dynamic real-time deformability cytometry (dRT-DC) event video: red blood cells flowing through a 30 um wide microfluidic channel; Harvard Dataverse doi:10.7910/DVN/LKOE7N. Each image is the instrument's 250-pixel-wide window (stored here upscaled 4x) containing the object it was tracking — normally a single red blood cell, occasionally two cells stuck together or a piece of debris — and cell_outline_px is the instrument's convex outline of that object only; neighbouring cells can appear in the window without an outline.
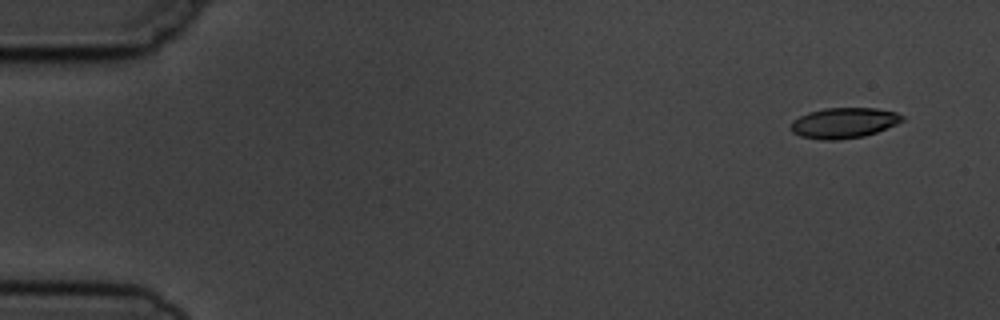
{"species": "common noctule bat (a hibernating species)", "species_latin": "Nyctalus noctula", "temperature_condition": "cold", "stored_images_in_passage": 9, "camera_frame_rate_fps": 3000, "um_per_image_px": 0.085, "animal": {"sex": "male", "body_mass_g": 19.5, "forearm_length_mm": 54.6}, "frame": {"image": 1, "passage_image": 1, "time_ms": 0.0, "image_size_px": [1000, 320], "cell_outline_px": [[904, 120], [896, 124], [876, 132], [864, 136], [840, 140], [820, 140], [800, 136], [792, 132], [792, 120], [808, 112], [824, 108], [876, 108], [896, 112], [904, 116]], "centroid_in_image_um": [71.72, 10.45], "position_along_channel_um": 13.3, "area_um2": 19.83}}
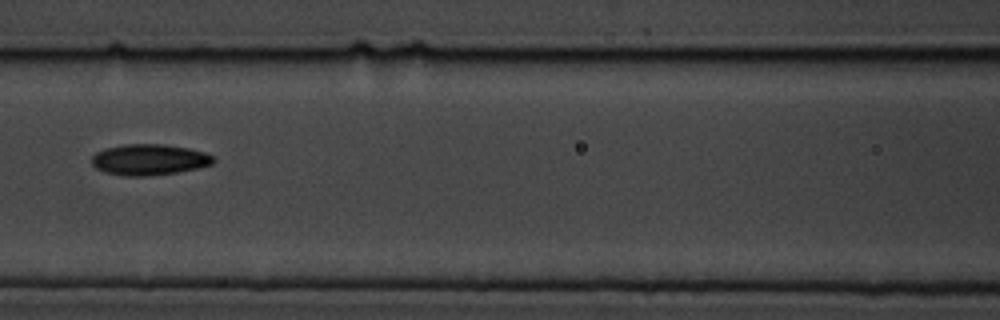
{"frame": {"image": 2, "passage_image": 7, "time_ms": 7.0, "image_size_px": [1000, 320], "cell_outline_px": [[216, 160], [212, 164], [196, 168], [176, 172], [144, 176], [124, 176], [104, 172], [96, 168], [92, 164], [92, 156], [96, 152], [104, 148], [124, 144], [164, 144], [188, 148], [204, 152], [216, 156]], "centroid_in_image_um": [12.68, 13.56], "position_along_channel_um": 153.9, "area_um2": 22.02}}
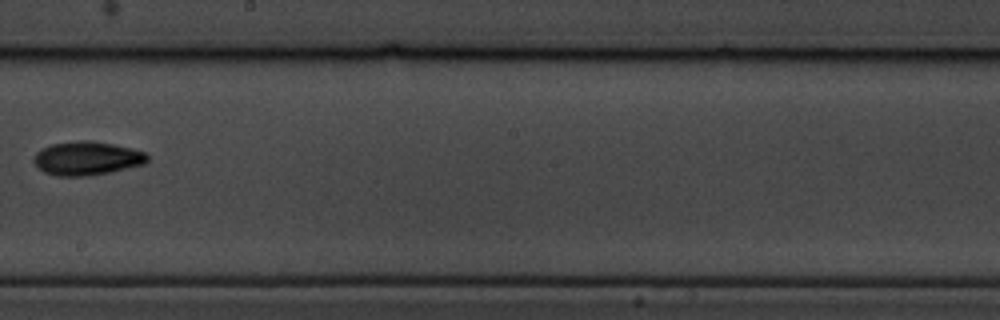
{"frame": {"image": 3, "passage_image": 9, "time_ms": 9.333, "image_size_px": [1000, 320], "cell_outline_px": [[148, 160], [144, 164], [108, 172], [88, 176], [56, 176], [44, 172], [32, 160], [32, 156], [36, 152], [52, 144], [80, 140], [112, 144], [132, 148], [148, 152]], "centroid_in_image_um": [7.39, 13.46], "position_along_channel_um": 240.8, "area_um2": 22.14}}